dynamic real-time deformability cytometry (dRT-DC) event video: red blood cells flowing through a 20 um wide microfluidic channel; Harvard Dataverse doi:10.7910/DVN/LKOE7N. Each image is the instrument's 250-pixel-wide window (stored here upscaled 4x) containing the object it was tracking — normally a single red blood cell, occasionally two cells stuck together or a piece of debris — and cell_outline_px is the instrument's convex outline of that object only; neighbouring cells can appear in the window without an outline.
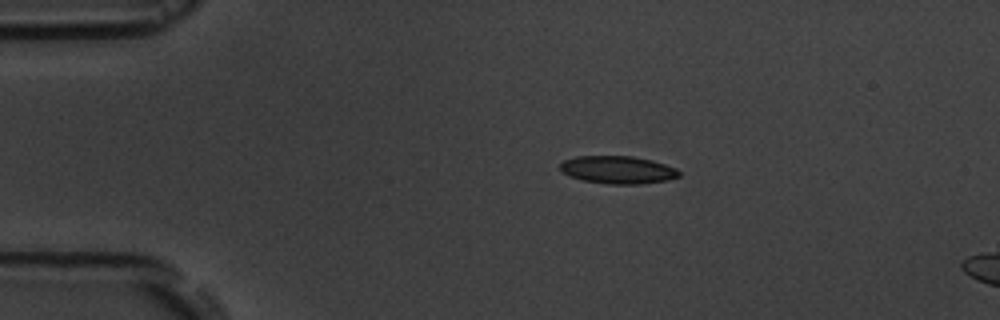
{"species": "common noctule bat (a hibernating species)", "species_latin": "Nyctalus noctula", "temperature_condition": "room temperature", "stored_images_in_passage": 4, "camera_frame_rate_fps": 3000, "um_per_image_px": 0.085, "animal": {"sex": "male", "body_mass_g": 19.5, "forearm_length_mm": 54.6}, "frame": {"image": 1, "passage_image": 2, "time_ms": 2.0, "image_size_px": [1000, 320], "cell_outline_px": [[680, 176], [668, 180], [640, 184], [608, 184], [584, 180], [568, 176], [560, 172], [560, 164], [564, 160], [576, 156], [632, 156], [652, 160], [676, 168], [680, 172]], "centroid_in_image_um": [52.5, 14.43], "position_along_channel_um": 32.5, "area_um2": 19.31}}